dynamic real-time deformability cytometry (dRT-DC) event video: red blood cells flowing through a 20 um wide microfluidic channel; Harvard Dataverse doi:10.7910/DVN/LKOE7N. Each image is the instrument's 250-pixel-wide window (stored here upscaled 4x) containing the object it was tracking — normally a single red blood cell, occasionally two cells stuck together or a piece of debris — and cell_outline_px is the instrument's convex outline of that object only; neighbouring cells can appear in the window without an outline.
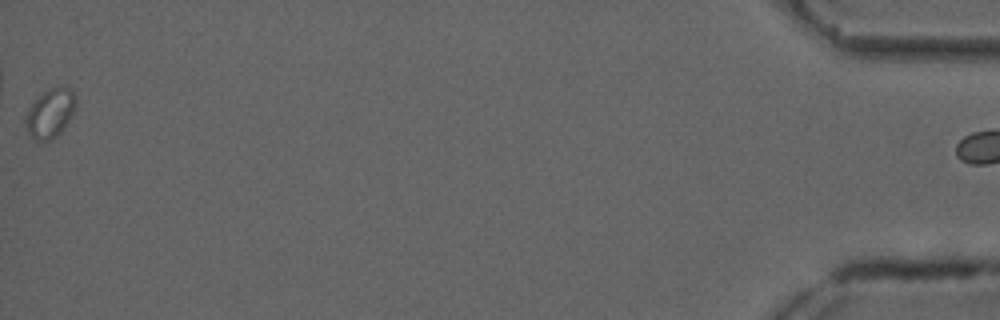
{"species": "common noctule bat (a hibernating species)", "species_latin": "Nyctalus noctula", "temperature_condition": "cold", "stored_images_in_passage": 39, "camera_frame_rate_fps": 3000, "um_per_image_px": 0.085, "animal": {"sex": "male", "forearm_length_mm": 52.5}, "frame": {"image": 1, "passage_image": 38, "time_ms": 12.333, "image_size_px": [1000, 320], "cell_outline_px": [[76, 104], [64, 128], [52, 140], [36, 140], [28, 132], [28, 112], [32, 104], [48, 88], [68, 84], [72, 88], [76, 96]], "centroid_in_image_um": [4.35, 9.55], "position_along_channel_um": 430.8, "area_um2": 13.93}}